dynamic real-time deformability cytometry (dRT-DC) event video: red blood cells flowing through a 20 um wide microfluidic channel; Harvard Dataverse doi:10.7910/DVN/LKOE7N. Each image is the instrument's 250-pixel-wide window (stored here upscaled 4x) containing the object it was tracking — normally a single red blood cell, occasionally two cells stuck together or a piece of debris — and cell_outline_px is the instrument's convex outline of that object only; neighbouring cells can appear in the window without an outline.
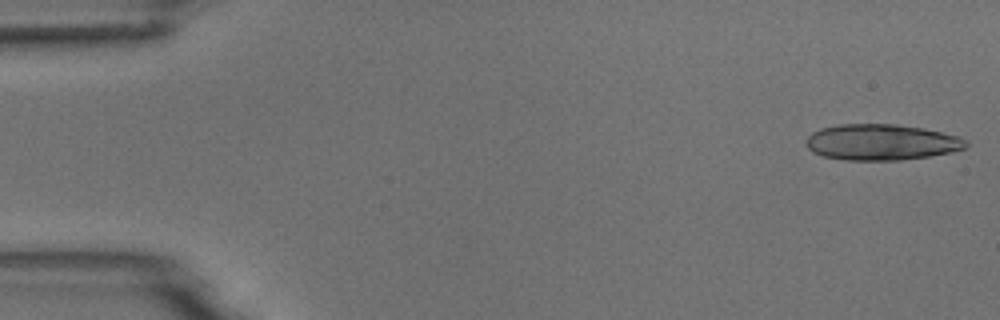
{"species": "common noctule bat (a hibernating species)", "species_latin": "Nyctalus noctula", "temperature_condition": "room temperature", "stored_images_in_passage": 7, "camera_frame_rate_fps": 3000, "um_per_image_px": 0.085, "animal": {"sex": "male", "body_mass_g": 18.8}, "frame": {"image": 1, "passage_image": 1, "time_ms": 0.0, "image_size_px": [1000, 320], "cell_outline_px": [[968, 144], [964, 148], [952, 152], [928, 156], [900, 160], [844, 160], [824, 156], [812, 152], [808, 148], [804, 140], [812, 132], [820, 128], [840, 124], [896, 124], [924, 128], [960, 136], [968, 140]], "centroid_in_image_um": [74.92, 12.08], "position_along_channel_um": 10.1, "area_um2": 33.76}}